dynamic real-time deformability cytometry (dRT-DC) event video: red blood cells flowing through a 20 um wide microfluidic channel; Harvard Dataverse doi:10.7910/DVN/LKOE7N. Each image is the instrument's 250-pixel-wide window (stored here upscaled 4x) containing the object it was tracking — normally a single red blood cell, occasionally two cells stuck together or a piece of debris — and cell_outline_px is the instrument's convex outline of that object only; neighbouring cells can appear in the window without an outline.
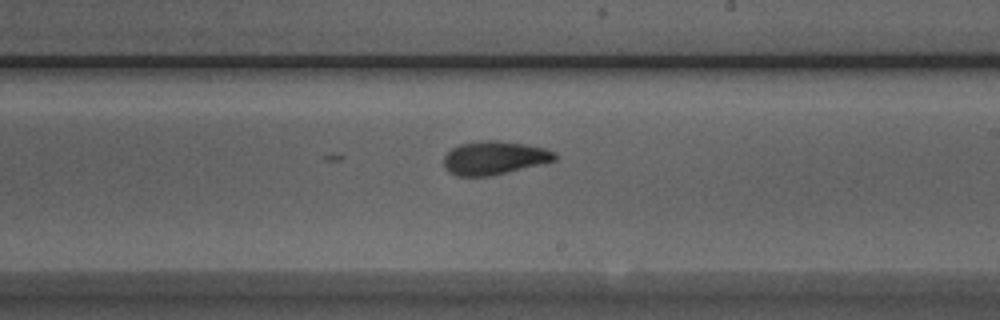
{"species": "Egyptian fruit bat (a non-hibernating species)", "species_latin": "Rousettus aegyptiacus", "temperature_condition": "room temperature", "stored_images_in_passage": 20, "camera_frame_rate_fps": 3000, "um_per_image_px": 0.085, "animal": {"sex": "male"}, "frame": {"image": 1, "passage_image": 20, "time_ms": 6.333, "image_size_px": [1000, 320], "cell_outline_px": [[556, 160], [544, 164], [488, 176], [456, 176], [448, 172], [444, 168], [444, 156], [452, 148], [460, 144], [480, 140], [500, 140], [524, 144], [544, 148], [556, 152]], "centroid_in_image_um": [42.01, 13.42], "position_along_channel_um": 247.0, "area_um2": 21.79}}